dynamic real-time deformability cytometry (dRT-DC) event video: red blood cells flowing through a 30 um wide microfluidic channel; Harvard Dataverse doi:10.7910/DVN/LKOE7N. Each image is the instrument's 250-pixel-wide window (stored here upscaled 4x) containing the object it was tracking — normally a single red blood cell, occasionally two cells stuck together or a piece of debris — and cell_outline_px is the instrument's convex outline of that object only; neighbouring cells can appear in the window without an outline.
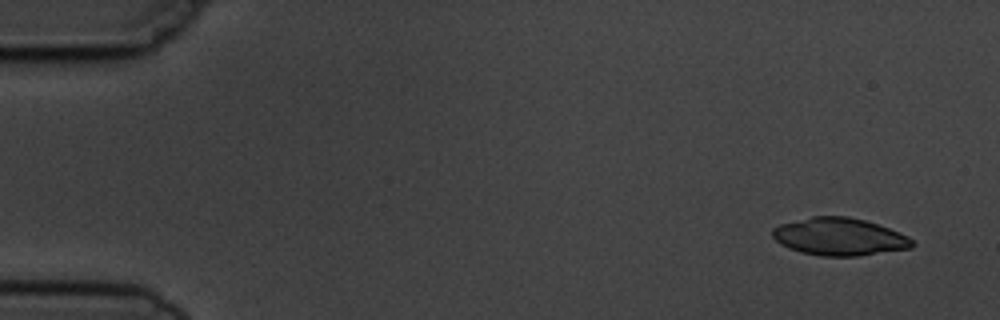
{"species": "common noctule bat (a hibernating species)", "species_latin": "Nyctalus noctula", "temperature_condition": "cold", "stored_images_in_passage": 4, "camera_frame_rate_fps": 3000, "um_per_image_px": 0.085, "animal": {"sex": "male", "body_mass_g": 19.5, "forearm_length_mm": 54.6}, "frame": {"image": 1, "passage_image": 1, "time_ms": 0.0, "image_size_px": [1000, 320], "cell_outline_px": [[916, 244], [912, 248], [860, 256], [820, 256], [800, 252], [788, 248], [780, 244], [772, 236], [772, 228], [780, 224], [812, 216], [848, 216], [864, 220], [888, 228], [908, 236]], "centroid_in_image_um": [71.34, 20.13], "position_along_channel_um": 13.7, "area_um2": 30.69}}